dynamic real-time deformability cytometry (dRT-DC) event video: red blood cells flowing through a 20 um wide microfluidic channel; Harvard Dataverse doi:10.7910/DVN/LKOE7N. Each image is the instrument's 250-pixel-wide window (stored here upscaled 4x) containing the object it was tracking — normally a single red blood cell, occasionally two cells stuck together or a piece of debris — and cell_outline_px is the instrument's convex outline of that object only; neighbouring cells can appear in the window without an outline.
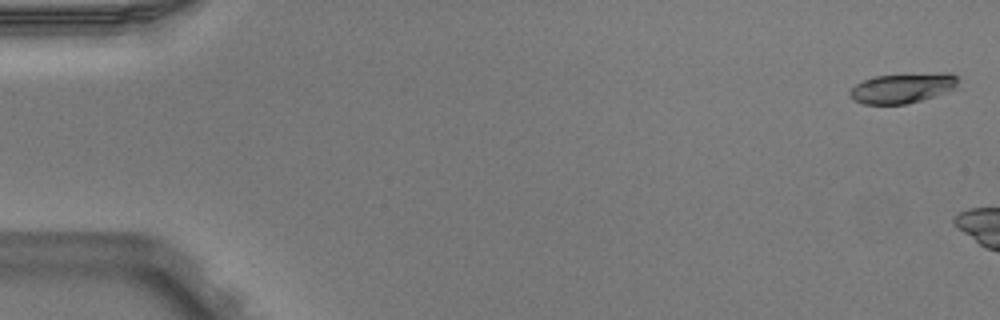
{"species": "Egyptian fruit bat (a non-hibernating species)", "species_latin": "Rousettus aegyptiacus", "temperature_condition": "warm", "stored_images_in_passage": 5, "camera_frame_rate_fps": 3000, "um_per_image_px": 0.085, "animal": {"sex": "male"}, "frame": {"image": 1, "passage_image": 1, "time_ms": 0.0, "image_size_px": [1000, 320], "cell_outline_px": [[956, 88], [920, 100], [904, 104], [864, 104], [856, 100], [848, 92], [856, 84], [872, 76], [940, 72], [952, 72], [956, 76]], "centroid_in_image_um": [76.71, 7.46], "position_along_channel_um": 8.3, "area_um2": 18.67}}